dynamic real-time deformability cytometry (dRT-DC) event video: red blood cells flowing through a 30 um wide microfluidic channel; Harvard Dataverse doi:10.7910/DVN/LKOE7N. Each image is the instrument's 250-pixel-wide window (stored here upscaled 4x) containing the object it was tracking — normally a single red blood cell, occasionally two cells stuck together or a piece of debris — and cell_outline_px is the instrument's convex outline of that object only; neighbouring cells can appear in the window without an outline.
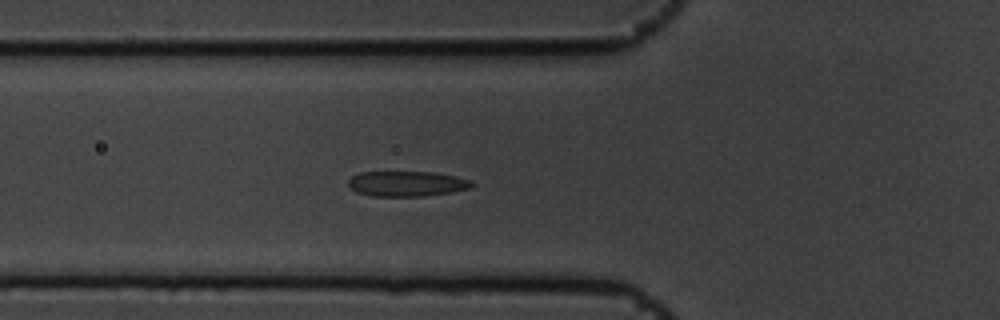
{"species": "common noctule bat (a hibernating species)", "species_latin": "Nyctalus noctula", "temperature_condition": "cold", "stored_images_in_passage": 5, "camera_frame_rate_fps": 3000, "um_per_image_px": 0.085, "animal": {"sex": "male", "body_mass_g": 19.5, "forearm_length_mm": 54.6}, "frame": {"image": 1, "passage_image": 5, "time_ms": 1.333, "image_size_px": [1000, 320], "cell_outline_px": [[476, 184], [472, 188], [452, 192], [424, 196], [372, 196], [356, 192], [348, 188], [348, 180], [352, 176], [360, 172], [436, 172], [456, 176], [472, 180]], "centroid_in_image_um": [34.61, 15.61], "position_along_channel_um": 91.2, "area_um2": 18.5}}